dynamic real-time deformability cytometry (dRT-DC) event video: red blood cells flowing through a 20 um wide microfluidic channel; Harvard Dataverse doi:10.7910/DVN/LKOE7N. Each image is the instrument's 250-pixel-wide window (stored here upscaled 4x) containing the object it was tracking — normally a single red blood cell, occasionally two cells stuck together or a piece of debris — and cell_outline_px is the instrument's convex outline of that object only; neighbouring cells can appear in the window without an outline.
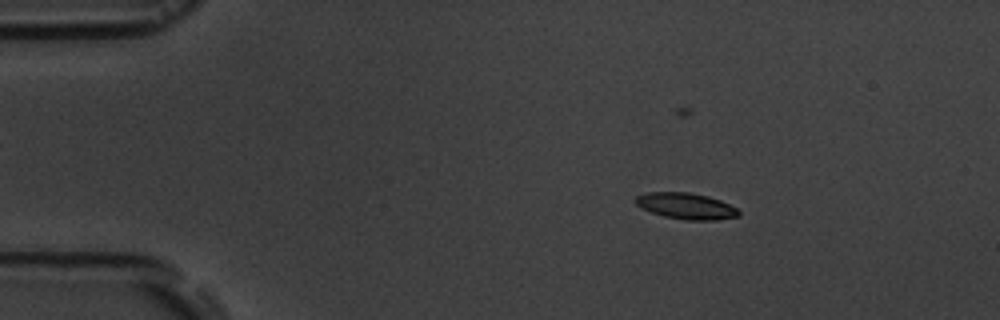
{"species": "common noctule bat (a hibernating species)", "species_latin": "Nyctalus noctula", "temperature_condition": "room temperature", "stored_images_in_passage": 3, "camera_frame_rate_fps": 3000, "um_per_image_px": 0.085, "animal": {"sex": "male", "body_mass_g": 19.5, "forearm_length_mm": 54.6}, "frame": {"image": 1, "passage_image": 2, "time_ms": 1.333, "image_size_px": [1000, 320], "cell_outline_px": [[740, 216], [716, 220], [688, 220], [664, 216], [640, 208], [632, 200], [636, 196], [648, 192], [688, 192], [708, 196], [720, 200], [736, 208], [740, 212]], "centroid_in_image_um": [58.29, 17.51], "position_along_channel_um": 26.7, "area_um2": 15.78}}